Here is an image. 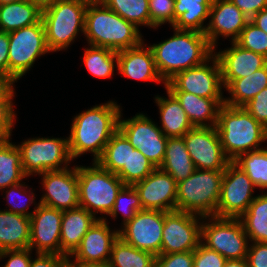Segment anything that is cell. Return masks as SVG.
Wrapping results in <instances>:
<instances>
[{
	"mask_svg": "<svg viewBox=\"0 0 267 267\" xmlns=\"http://www.w3.org/2000/svg\"><path fill=\"white\" fill-rule=\"evenodd\" d=\"M167 212L141 210L119 230V237L133 247L161 255L162 230Z\"/></svg>",
	"mask_w": 267,
	"mask_h": 267,
	"instance_id": "obj_15",
	"label": "cell"
},
{
	"mask_svg": "<svg viewBox=\"0 0 267 267\" xmlns=\"http://www.w3.org/2000/svg\"><path fill=\"white\" fill-rule=\"evenodd\" d=\"M46 191L39 203L65 211L79 206L78 175L76 166L72 169L47 171L40 176Z\"/></svg>",
	"mask_w": 267,
	"mask_h": 267,
	"instance_id": "obj_17",
	"label": "cell"
},
{
	"mask_svg": "<svg viewBox=\"0 0 267 267\" xmlns=\"http://www.w3.org/2000/svg\"><path fill=\"white\" fill-rule=\"evenodd\" d=\"M25 177L17 145L9 138L0 140V190L20 183Z\"/></svg>",
	"mask_w": 267,
	"mask_h": 267,
	"instance_id": "obj_32",
	"label": "cell"
},
{
	"mask_svg": "<svg viewBox=\"0 0 267 267\" xmlns=\"http://www.w3.org/2000/svg\"><path fill=\"white\" fill-rule=\"evenodd\" d=\"M250 115L267 129V87L243 106Z\"/></svg>",
	"mask_w": 267,
	"mask_h": 267,
	"instance_id": "obj_46",
	"label": "cell"
},
{
	"mask_svg": "<svg viewBox=\"0 0 267 267\" xmlns=\"http://www.w3.org/2000/svg\"><path fill=\"white\" fill-rule=\"evenodd\" d=\"M9 83H15L33 66L36 58L51 52L42 20L9 32Z\"/></svg>",
	"mask_w": 267,
	"mask_h": 267,
	"instance_id": "obj_8",
	"label": "cell"
},
{
	"mask_svg": "<svg viewBox=\"0 0 267 267\" xmlns=\"http://www.w3.org/2000/svg\"><path fill=\"white\" fill-rule=\"evenodd\" d=\"M250 21L267 34V8L254 15Z\"/></svg>",
	"mask_w": 267,
	"mask_h": 267,
	"instance_id": "obj_53",
	"label": "cell"
},
{
	"mask_svg": "<svg viewBox=\"0 0 267 267\" xmlns=\"http://www.w3.org/2000/svg\"><path fill=\"white\" fill-rule=\"evenodd\" d=\"M210 60L212 66L208 64ZM222 88L221 69L214 54L204 63L177 73L165 83V89L170 92H187L211 99H225Z\"/></svg>",
	"mask_w": 267,
	"mask_h": 267,
	"instance_id": "obj_11",
	"label": "cell"
},
{
	"mask_svg": "<svg viewBox=\"0 0 267 267\" xmlns=\"http://www.w3.org/2000/svg\"><path fill=\"white\" fill-rule=\"evenodd\" d=\"M120 112V106L110 101L76 115L70 128V136L67 137L72 160L91 152L94 156L93 162H96L118 130Z\"/></svg>",
	"mask_w": 267,
	"mask_h": 267,
	"instance_id": "obj_1",
	"label": "cell"
},
{
	"mask_svg": "<svg viewBox=\"0 0 267 267\" xmlns=\"http://www.w3.org/2000/svg\"><path fill=\"white\" fill-rule=\"evenodd\" d=\"M254 184L234 162H230L222 179L217 217L240 218L254 200Z\"/></svg>",
	"mask_w": 267,
	"mask_h": 267,
	"instance_id": "obj_14",
	"label": "cell"
},
{
	"mask_svg": "<svg viewBox=\"0 0 267 267\" xmlns=\"http://www.w3.org/2000/svg\"><path fill=\"white\" fill-rule=\"evenodd\" d=\"M224 171L196 169L186 180L177 183L176 210L217 217Z\"/></svg>",
	"mask_w": 267,
	"mask_h": 267,
	"instance_id": "obj_6",
	"label": "cell"
},
{
	"mask_svg": "<svg viewBox=\"0 0 267 267\" xmlns=\"http://www.w3.org/2000/svg\"><path fill=\"white\" fill-rule=\"evenodd\" d=\"M156 167L129 142V158L127 165L116 173L125 185L133 186L150 175Z\"/></svg>",
	"mask_w": 267,
	"mask_h": 267,
	"instance_id": "obj_39",
	"label": "cell"
},
{
	"mask_svg": "<svg viewBox=\"0 0 267 267\" xmlns=\"http://www.w3.org/2000/svg\"><path fill=\"white\" fill-rule=\"evenodd\" d=\"M102 2L137 28L141 25L150 26L149 0H102Z\"/></svg>",
	"mask_w": 267,
	"mask_h": 267,
	"instance_id": "obj_38",
	"label": "cell"
},
{
	"mask_svg": "<svg viewBox=\"0 0 267 267\" xmlns=\"http://www.w3.org/2000/svg\"><path fill=\"white\" fill-rule=\"evenodd\" d=\"M85 0H55L42 8L46 42L51 52L68 48L80 31L84 34Z\"/></svg>",
	"mask_w": 267,
	"mask_h": 267,
	"instance_id": "obj_5",
	"label": "cell"
},
{
	"mask_svg": "<svg viewBox=\"0 0 267 267\" xmlns=\"http://www.w3.org/2000/svg\"><path fill=\"white\" fill-rule=\"evenodd\" d=\"M166 91L168 98L155 97L162 123V127L159 128L166 137H183L194 127L177 98L169 90Z\"/></svg>",
	"mask_w": 267,
	"mask_h": 267,
	"instance_id": "obj_28",
	"label": "cell"
},
{
	"mask_svg": "<svg viewBox=\"0 0 267 267\" xmlns=\"http://www.w3.org/2000/svg\"><path fill=\"white\" fill-rule=\"evenodd\" d=\"M250 20L262 9L267 8V0H230Z\"/></svg>",
	"mask_w": 267,
	"mask_h": 267,
	"instance_id": "obj_51",
	"label": "cell"
},
{
	"mask_svg": "<svg viewBox=\"0 0 267 267\" xmlns=\"http://www.w3.org/2000/svg\"><path fill=\"white\" fill-rule=\"evenodd\" d=\"M213 0H175L174 24L177 30H194L204 33Z\"/></svg>",
	"mask_w": 267,
	"mask_h": 267,
	"instance_id": "obj_29",
	"label": "cell"
},
{
	"mask_svg": "<svg viewBox=\"0 0 267 267\" xmlns=\"http://www.w3.org/2000/svg\"><path fill=\"white\" fill-rule=\"evenodd\" d=\"M85 1H87V2H100L102 0H85Z\"/></svg>",
	"mask_w": 267,
	"mask_h": 267,
	"instance_id": "obj_59",
	"label": "cell"
},
{
	"mask_svg": "<svg viewBox=\"0 0 267 267\" xmlns=\"http://www.w3.org/2000/svg\"><path fill=\"white\" fill-rule=\"evenodd\" d=\"M92 164L93 167L76 166L79 206L94 216L98 212L108 215L125 184L116 173L103 169L97 162Z\"/></svg>",
	"mask_w": 267,
	"mask_h": 267,
	"instance_id": "obj_7",
	"label": "cell"
},
{
	"mask_svg": "<svg viewBox=\"0 0 267 267\" xmlns=\"http://www.w3.org/2000/svg\"><path fill=\"white\" fill-rule=\"evenodd\" d=\"M171 93L179 101L193 127H216L218 112L224 105V99L205 98L187 92Z\"/></svg>",
	"mask_w": 267,
	"mask_h": 267,
	"instance_id": "obj_25",
	"label": "cell"
},
{
	"mask_svg": "<svg viewBox=\"0 0 267 267\" xmlns=\"http://www.w3.org/2000/svg\"><path fill=\"white\" fill-rule=\"evenodd\" d=\"M246 261L249 267H267V242H253L248 246Z\"/></svg>",
	"mask_w": 267,
	"mask_h": 267,
	"instance_id": "obj_49",
	"label": "cell"
},
{
	"mask_svg": "<svg viewBox=\"0 0 267 267\" xmlns=\"http://www.w3.org/2000/svg\"><path fill=\"white\" fill-rule=\"evenodd\" d=\"M13 83H9L0 92V140L8 139L11 136L12 127L16 114L13 109L12 98H14Z\"/></svg>",
	"mask_w": 267,
	"mask_h": 267,
	"instance_id": "obj_42",
	"label": "cell"
},
{
	"mask_svg": "<svg viewBox=\"0 0 267 267\" xmlns=\"http://www.w3.org/2000/svg\"><path fill=\"white\" fill-rule=\"evenodd\" d=\"M159 168L169 173L176 183L186 180L196 170L183 137H168L163 163Z\"/></svg>",
	"mask_w": 267,
	"mask_h": 267,
	"instance_id": "obj_30",
	"label": "cell"
},
{
	"mask_svg": "<svg viewBox=\"0 0 267 267\" xmlns=\"http://www.w3.org/2000/svg\"><path fill=\"white\" fill-rule=\"evenodd\" d=\"M9 84V82L0 74V92Z\"/></svg>",
	"mask_w": 267,
	"mask_h": 267,
	"instance_id": "obj_56",
	"label": "cell"
},
{
	"mask_svg": "<svg viewBox=\"0 0 267 267\" xmlns=\"http://www.w3.org/2000/svg\"><path fill=\"white\" fill-rule=\"evenodd\" d=\"M155 257L152 253L139 250L124 242L120 237L113 243L109 267H154Z\"/></svg>",
	"mask_w": 267,
	"mask_h": 267,
	"instance_id": "obj_34",
	"label": "cell"
},
{
	"mask_svg": "<svg viewBox=\"0 0 267 267\" xmlns=\"http://www.w3.org/2000/svg\"><path fill=\"white\" fill-rule=\"evenodd\" d=\"M183 138L196 169L225 170L231 162L223 151L216 127H194Z\"/></svg>",
	"mask_w": 267,
	"mask_h": 267,
	"instance_id": "obj_16",
	"label": "cell"
},
{
	"mask_svg": "<svg viewBox=\"0 0 267 267\" xmlns=\"http://www.w3.org/2000/svg\"><path fill=\"white\" fill-rule=\"evenodd\" d=\"M82 238L79 246L69 256L73 262L83 264H108L113 243L119 238V230H110L106 218L99 217ZM72 256V257H71Z\"/></svg>",
	"mask_w": 267,
	"mask_h": 267,
	"instance_id": "obj_20",
	"label": "cell"
},
{
	"mask_svg": "<svg viewBox=\"0 0 267 267\" xmlns=\"http://www.w3.org/2000/svg\"><path fill=\"white\" fill-rule=\"evenodd\" d=\"M121 116L120 112L118 129L134 148H137L156 168H159L163 163L168 137L142 113L127 120H121Z\"/></svg>",
	"mask_w": 267,
	"mask_h": 267,
	"instance_id": "obj_12",
	"label": "cell"
},
{
	"mask_svg": "<svg viewBox=\"0 0 267 267\" xmlns=\"http://www.w3.org/2000/svg\"><path fill=\"white\" fill-rule=\"evenodd\" d=\"M224 267H249L246 259L226 260Z\"/></svg>",
	"mask_w": 267,
	"mask_h": 267,
	"instance_id": "obj_54",
	"label": "cell"
},
{
	"mask_svg": "<svg viewBox=\"0 0 267 267\" xmlns=\"http://www.w3.org/2000/svg\"><path fill=\"white\" fill-rule=\"evenodd\" d=\"M216 129L223 151L231 162L241 154L262 149L260 144L267 141V129L244 107L222 105Z\"/></svg>",
	"mask_w": 267,
	"mask_h": 267,
	"instance_id": "obj_4",
	"label": "cell"
},
{
	"mask_svg": "<svg viewBox=\"0 0 267 267\" xmlns=\"http://www.w3.org/2000/svg\"><path fill=\"white\" fill-rule=\"evenodd\" d=\"M100 218L83 207L63 211L60 235V255L69 256L76 250L84 235Z\"/></svg>",
	"mask_w": 267,
	"mask_h": 267,
	"instance_id": "obj_24",
	"label": "cell"
},
{
	"mask_svg": "<svg viewBox=\"0 0 267 267\" xmlns=\"http://www.w3.org/2000/svg\"><path fill=\"white\" fill-rule=\"evenodd\" d=\"M63 211L38 203L30 217L29 248L36 253L60 255V235Z\"/></svg>",
	"mask_w": 267,
	"mask_h": 267,
	"instance_id": "obj_18",
	"label": "cell"
},
{
	"mask_svg": "<svg viewBox=\"0 0 267 267\" xmlns=\"http://www.w3.org/2000/svg\"><path fill=\"white\" fill-rule=\"evenodd\" d=\"M231 48L216 52L221 69L223 87L226 88L234 79L250 76L267 65V58L261 54L241 48L231 42Z\"/></svg>",
	"mask_w": 267,
	"mask_h": 267,
	"instance_id": "obj_22",
	"label": "cell"
},
{
	"mask_svg": "<svg viewBox=\"0 0 267 267\" xmlns=\"http://www.w3.org/2000/svg\"><path fill=\"white\" fill-rule=\"evenodd\" d=\"M140 30L102 1L89 2L85 11L84 36L89 45L106 47L115 52L139 46Z\"/></svg>",
	"mask_w": 267,
	"mask_h": 267,
	"instance_id": "obj_3",
	"label": "cell"
},
{
	"mask_svg": "<svg viewBox=\"0 0 267 267\" xmlns=\"http://www.w3.org/2000/svg\"><path fill=\"white\" fill-rule=\"evenodd\" d=\"M207 217H199L184 211H170L164 216L161 254L194 251L202 242V222Z\"/></svg>",
	"mask_w": 267,
	"mask_h": 267,
	"instance_id": "obj_13",
	"label": "cell"
},
{
	"mask_svg": "<svg viewBox=\"0 0 267 267\" xmlns=\"http://www.w3.org/2000/svg\"><path fill=\"white\" fill-rule=\"evenodd\" d=\"M26 188H27V186L25 185V183L24 184L18 183V184L12 185V186L8 187L9 190H7V188H5L6 193H7L5 198L7 199V202L10 205V209H8L7 211L22 214V215H25L27 217H31L33 212L32 211L27 212L29 205H27L25 203H23V204L21 203V205H19L20 202H18V201L16 202V200H18L16 197L21 198L20 196H22V198H24L23 196H25L27 192H30V191H26ZM11 200H13V201H11ZM13 202H15V203H13Z\"/></svg>",
	"mask_w": 267,
	"mask_h": 267,
	"instance_id": "obj_47",
	"label": "cell"
},
{
	"mask_svg": "<svg viewBox=\"0 0 267 267\" xmlns=\"http://www.w3.org/2000/svg\"><path fill=\"white\" fill-rule=\"evenodd\" d=\"M117 69L125 77L161 82L151 48L142 42L139 46L117 52Z\"/></svg>",
	"mask_w": 267,
	"mask_h": 267,
	"instance_id": "obj_23",
	"label": "cell"
},
{
	"mask_svg": "<svg viewBox=\"0 0 267 267\" xmlns=\"http://www.w3.org/2000/svg\"><path fill=\"white\" fill-rule=\"evenodd\" d=\"M141 210H143V207L138 192L133 186L125 185L118 193L113 208L108 215L116 219L118 212L121 211L124 215L123 225H125Z\"/></svg>",
	"mask_w": 267,
	"mask_h": 267,
	"instance_id": "obj_40",
	"label": "cell"
},
{
	"mask_svg": "<svg viewBox=\"0 0 267 267\" xmlns=\"http://www.w3.org/2000/svg\"><path fill=\"white\" fill-rule=\"evenodd\" d=\"M209 24L205 29V36L215 49L220 36L232 37L234 42L244 29L249 19L230 0H213L210 7Z\"/></svg>",
	"mask_w": 267,
	"mask_h": 267,
	"instance_id": "obj_21",
	"label": "cell"
},
{
	"mask_svg": "<svg viewBox=\"0 0 267 267\" xmlns=\"http://www.w3.org/2000/svg\"><path fill=\"white\" fill-rule=\"evenodd\" d=\"M83 61L89 73L97 78H110L117 65V52L106 47L90 45L85 49ZM116 63V64H115Z\"/></svg>",
	"mask_w": 267,
	"mask_h": 267,
	"instance_id": "obj_36",
	"label": "cell"
},
{
	"mask_svg": "<svg viewBox=\"0 0 267 267\" xmlns=\"http://www.w3.org/2000/svg\"><path fill=\"white\" fill-rule=\"evenodd\" d=\"M32 1L39 3L43 7L51 2H54L55 0H32Z\"/></svg>",
	"mask_w": 267,
	"mask_h": 267,
	"instance_id": "obj_57",
	"label": "cell"
},
{
	"mask_svg": "<svg viewBox=\"0 0 267 267\" xmlns=\"http://www.w3.org/2000/svg\"><path fill=\"white\" fill-rule=\"evenodd\" d=\"M226 259L215 250L200 243L194 250L193 267H224Z\"/></svg>",
	"mask_w": 267,
	"mask_h": 267,
	"instance_id": "obj_44",
	"label": "cell"
},
{
	"mask_svg": "<svg viewBox=\"0 0 267 267\" xmlns=\"http://www.w3.org/2000/svg\"><path fill=\"white\" fill-rule=\"evenodd\" d=\"M32 250L14 249L0 251V259L9 257L3 267H30Z\"/></svg>",
	"mask_w": 267,
	"mask_h": 267,
	"instance_id": "obj_48",
	"label": "cell"
},
{
	"mask_svg": "<svg viewBox=\"0 0 267 267\" xmlns=\"http://www.w3.org/2000/svg\"><path fill=\"white\" fill-rule=\"evenodd\" d=\"M234 42L243 49L253 51L267 58V34L250 20Z\"/></svg>",
	"mask_w": 267,
	"mask_h": 267,
	"instance_id": "obj_41",
	"label": "cell"
},
{
	"mask_svg": "<svg viewBox=\"0 0 267 267\" xmlns=\"http://www.w3.org/2000/svg\"><path fill=\"white\" fill-rule=\"evenodd\" d=\"M18 1H22V0H0V5L13 3V2H18Z\"/></svg>",
	"mask_w": 267,
	"mask_h": 267,
	"instance_id": "obj_58",
	"label": "cell"
},
{
	"mask_svg": "<svg viewBox=\"0 0 267 267\" xmlns=\"http://www.w3.org/2000/svg\"><path fill=\"white\" fill-rule=\"evenodd\" d=\"M174 31L173 37L149 46L164 84L177 73L204 63L214 52L204 33L194 30Z\"/></svg>",
	"mask_w": 267,
	"mask_h": 267,
	"instance_id": "obj_2",
	"label": "cell"
},
{
	"mask_svg": "<svg viewBox=\"0 0 267 267\" xmlns=\"http://www.w3.org/2000/svg\"><path fill=\"white\" fill-rule=\"evenodd\" d=\"M9 35L0 31V74L9 82Z\"/></svg>",
	"mask_w": 267,
	"mask_h": 267,
	"instance_id": "obj_52",
	"label": "cell"
},
{
	"mask_svg": "<svg viewBox=\"0 0 267 267\" xmlns=\"http://www.w3.org/2000/svg\"><path fill=\"white\" fill-rule=\"evenodd\" d=\"M129 158V140L118 129L105 146L102 156L96 161L103 169L117 173Z\"/></svg>",
	"mask_w": 267,
	"mask_h": 267,
	"instance_id": "obj_35",
	"label": "cell"
},
{
	"mask_svg": "<svg viewBox=\"0 0 267 267\" xmlns=\"http://www.w3.org/2000/svg\"><path fill=\"white\" fill-rule=\"evenodd\" d=\"M202 222L201 241L204 246L215 250L226 260L246 259L248 236L239 218L207 217Z\"/></svg>",
	"mask_w": 267,
	"mask_h": 267,
	"instance_id": "obj_10",
	"label": "cell"
},
{
	"mask_svg": "<svg viewBox=\"0 0 267 267\" xmlns=\"http://www.w3.org/2000/svg\"><path fill=\"white\" fill-rule=\"evenodd\" d=\"M30 238V217L0 210V251L28 249Z\"/></svg>",
	"mask_w": 267,
	"mask_h": 267,
	"instance_id": "obj_26",
	"label": "cell"
},
{
	"mask_svg": "<svg viewBox=\"0 0 267 267\" xmlns=\"http://www.w3.org/2000/svg\"><path fill=\"white\" fill-rule=\"evenodd\" d=\"M42 8L32 0L0 5V31L9 33L38 23L42 17Z\"/></svg>",
	"mask_w": 267,
	"mask_h": 267,
	"instance_id": "obj_27",
	"label": "cell"
},
{
	"mask_svg": "<svg viewBox=\"0 0 267 267\" xmlns=\"http://www.w3.org/2000/svg\"><path fill=\"white\" fill-rule=\"evenodd\" d=\"M233 162L248 175L255 187L267 188V148L241 154Z\"/></svg>",
	"mask_w": 267,
	"mask_h": 267,
	"instance_id": "obj_37",
	"label": "cell"
},
{
	"mask_svg": "<svg viewBox=\"0 0 267 267\" xmlns=\"http://www.w3.org/2000/svg\"><path fill=\"white\" fill-rule=\"evenodd\" d=\"M70 267H109L108 264H83L78 262H72L70 261V258H68V263Z\"/></svg>",
	"mask_w": 267,
	"mask_h": 267,
	"instance_id": "obj_55",
	"label": "cell"
},
{
	"mask_svg": "<svg viewBox=\"0 0 267 267\" xmlns=\"http://www.w3.org/2000/svg\"><path fill=\"white\" fill-rule=\"evenodd\" d=\"M17 147L21 152V164L27 177L34 173L40 175L47 171L66 169L72 160L68 138H32Z\"/></svg>",
	"mask_w": 267,
	"mask_h": 267,
	"instance_id": "obj_9",
	"label": "cell"
},
{
	"mask_svg": "<svg viewBox=\"0 0 267 267\" xmlns=\"http://www.w3.org/2000/svg\"><path fill=\"white\" fill-rule=\"evenodd\" d=\"M267 87V65L250 76L234 79L225 89L232 97L224 99V104L243 107L255 95Z\"/></svg>",
	"mask_w": 267,
	"mask_h": 267,
	"instance_id": "obj_31",
	"label": "cell"
},
{
	"mask_svg": "<svg viewBox=\"0 0 267 267\" xmlns=\"http://www.w3.org/2000/svg\"><path fill=\"white\" fill-rule=\"evenodd\" d=\"M239 219L249 241L267 242V194L255 196Z\"/></svg>",
	"mask_w": 267,
	"mask_h": 267,
	"instance_id": "obj_33",
	"label": "cell"
},
{
	"mask_svg": "<svg viewBox=\"0 0 267 267\" xmlns=\"http://www.w3.org/2000/svg\"><path fill=\"white\" fill-rule=\"evenodd\" d=\"M133 187L139 194L143 210L170 212L176 210L177 183L169 174L156 168Z\"/></svg>",
	"mask_w": 267,
	"mask_h": 267,
	"instance_id": "obj_19",
	"label": "cell"
},
{
	"mask_svg": "<svg viewBox=\"0 0 267 267\" xmlns=\"http://www.w3.org/2000/svg\"><path fill=\"white\" fill-rule=\"evenodd\" d=\"M194 251L161 254L155 257L154 267H193Z\"/></svg>",
	"mask_w": 267,
	"mask_h": 267,
	"instance_id": "obj_45",
	"label": "cell"
},
{
	"mask_svg": "<svg viewBox=\"0 0 267 267\" xmlns=\"http://www.w3.org/2000/svg\"><path fill=\"white\" fill-rule=\"evenodd\" d=\"M175 0H149L150 27L157 28L165 23L174 24Z\"/></svg>",
	"mask_w": 267,
	"mask_h": 267,
	"instance_id": "obj_43",
	"label": "cell"
},
{
	"mask_svg": "<svg viewBox=\"0 0 267 267\" xmlns=\"http://www.w3.org/2000/svg\"><path fill=\"white\" fill-rule=\"evenodd\" d=\"M37 258L31 259L30 267H64L68 257L52 253H37Z\"/></svg>",
	"mask_w": 267,
	"mask_h": 267,
	"instance_id": "obj_50",
	"label": "cell"
}]
</instances>
